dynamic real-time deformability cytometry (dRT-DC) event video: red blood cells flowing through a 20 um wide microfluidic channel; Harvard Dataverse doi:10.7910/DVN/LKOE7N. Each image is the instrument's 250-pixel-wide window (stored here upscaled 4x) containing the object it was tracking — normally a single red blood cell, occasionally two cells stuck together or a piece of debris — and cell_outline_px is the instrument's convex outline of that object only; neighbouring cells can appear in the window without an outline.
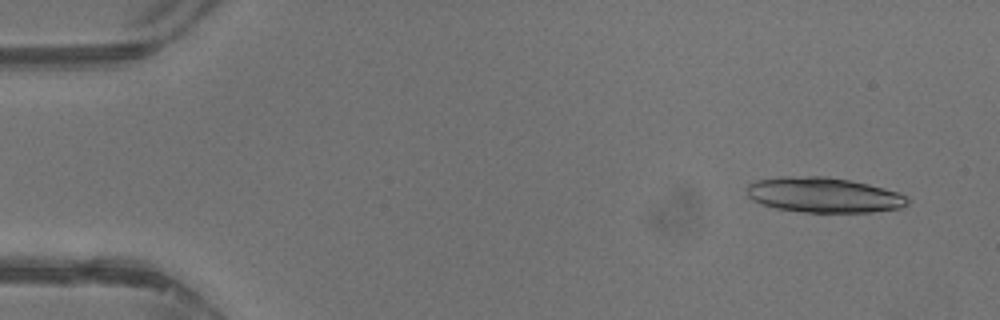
{"species": "common noctule bat (a hibernating species)", "species_latin": "Nyctalus noctula", "temperature_condition": "warm", "stored_images_in_passage": 13, "camera_frame_rate_fps": 3000, "um_per_image_px": 0.085, "animal": {"sex": "male", "body_mass_g": 13.3}, "frame": {"image": 1, "passage_image": 3, "time_ms": 0.667, "image_size_px": [1000, 320], "cell_outline_px": [[908, 204], [900, 208], [872, 212], [804, 212], [776, 208], [760, 204], [752, 200], [748, 196], [748, 184], [756, 180], [780, 176], [824, 176], [848, 180], [868, 184], [884, 188], [908, 196]], "centroid_in_image_um": [70.0, 16.57], "position_along_channel_um": 15.0, "area_um2": 32.95}}